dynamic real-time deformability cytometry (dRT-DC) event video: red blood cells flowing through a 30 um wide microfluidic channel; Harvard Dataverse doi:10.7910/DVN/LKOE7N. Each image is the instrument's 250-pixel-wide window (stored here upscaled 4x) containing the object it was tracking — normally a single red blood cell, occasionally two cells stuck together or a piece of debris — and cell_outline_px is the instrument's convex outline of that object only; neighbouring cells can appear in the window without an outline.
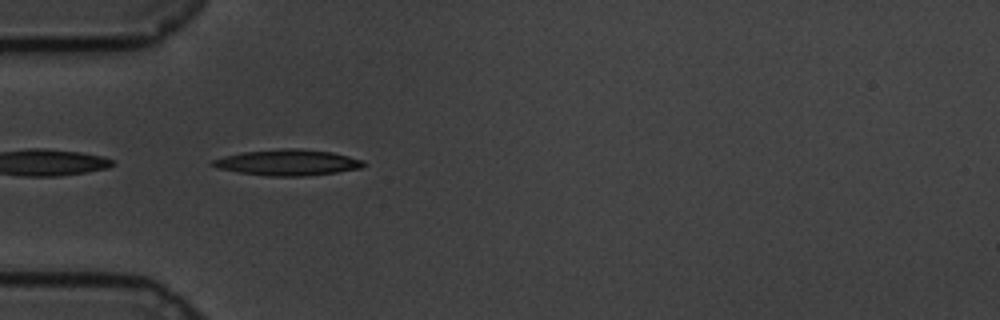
{"species": "common noctule bat (a hibernating species)", "species_latin": "Nyctalus noctula", "temperature_condition": "cold", "stored_images_in_passage": 34, "camera_frame_rate_fps": 3000, "um_per_image_px": 0.085, "animal": {"sex": "male", "body_mass_g": 19.5, "forearm_length_mm": 54.6}, "frame": {"image": 1, "passage_image": 1, "time_ms": 0.0, "image_size_px": [1000, 320], "cell_outline_px": [[368, 164], [360, 168], [336, 172], [304, 176], [268, 176], [240, 172], [216, 168], [208, 164], [212, 160], [224, 156], [244, 152], [284, 148], [296, 148], [332, 152], [364, 160]], "centroid_in_image_um": [24.45, 13.81], "position_along_channel_um": 60.5, "area_um2": 22.77}}
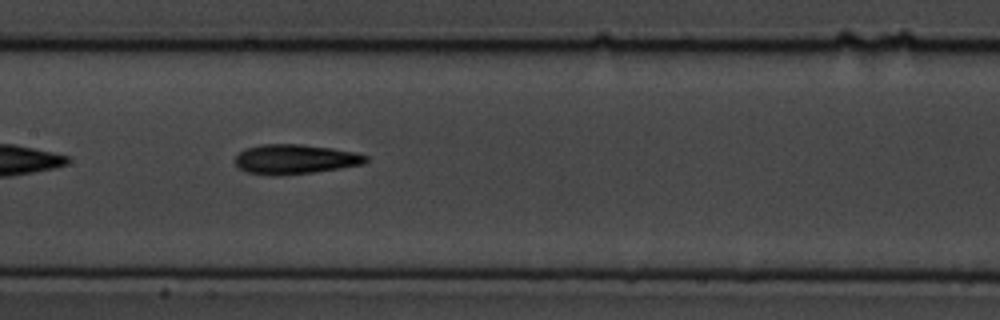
{"frame": {"image": 2, "passage_image": 12, "time_ms": 3.667, "image_size_px": [1000, 320], "cell_outline_px": [[368, 160], [364, 164], [340, 168], [312, 172], [280, 176], [268, 176], [248, 172], [240, 168], [236, 164], [236, 156], [244, 148], [260, 144], [300, 144], [332, 148], [356, 152], [368, 156]], "centroid_in_image_um": [25.08, 13.53], "position_along_channel_um": 182.3, "area_um2": 22.72}}
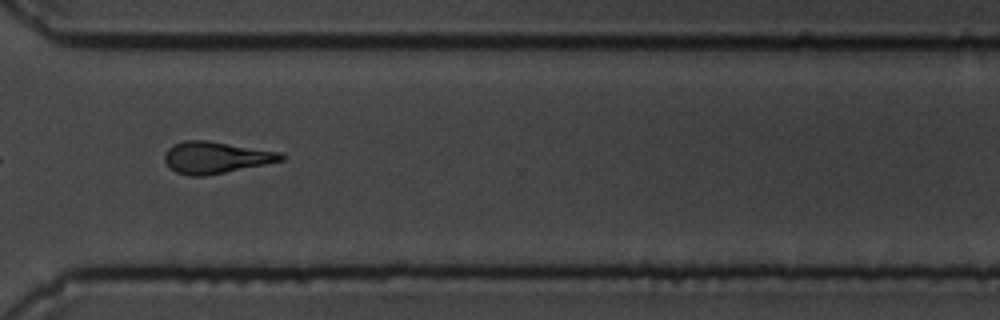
{"frame": {"image": 3, "passage_image": 27, "time_ms": 8.667, "image_size_px": [1000, 320], "cell_outline_px": [[284, 160], [208, 176], [188, 176], [176, 172], [164, 160], [164, 152], [172, 144], [184, 140], [208, 140], [280, 152], [284, 156]], "centroid_in_image_um": [18.31, 13.38], "position_along_channel_um": 352.3, "area_um2": 21.62}, "authors_computed_cell_mechanics": {"area_um2": 21.5016, "velocity_mm_per_s": 3.4085, "shape_relaxation_time_tau1_ms": 4.599, "shape_relaxation_time_tau2_ms": 4.1764, "deformation_change_tau1": 0.179, "deformation_change_tau2": 0.1504}}